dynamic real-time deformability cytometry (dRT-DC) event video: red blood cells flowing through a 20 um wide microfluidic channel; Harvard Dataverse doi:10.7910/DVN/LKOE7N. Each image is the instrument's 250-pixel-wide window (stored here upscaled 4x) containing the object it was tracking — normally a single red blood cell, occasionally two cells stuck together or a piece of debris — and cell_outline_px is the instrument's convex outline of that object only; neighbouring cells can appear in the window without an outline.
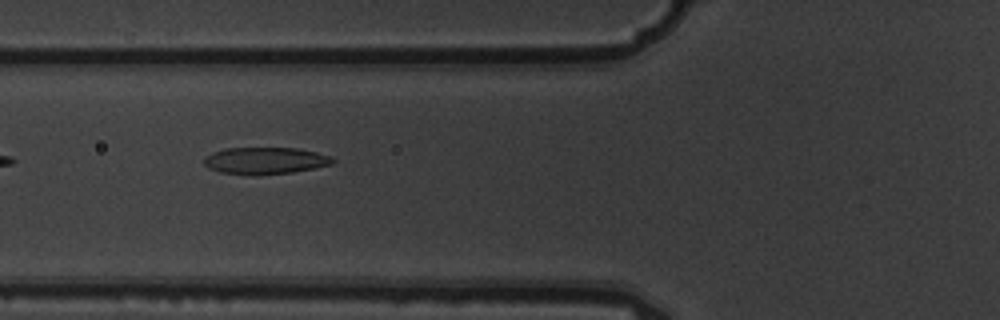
{"species": "common noctule bat (a hibernating species)", "species_latin": "Nyctalus noctula", "temperature_condition": "warm", "stored_images_in_passage": 11, "camera_frame_rate_fps": 3000, "um_per_image_px": 0.085, "animal": {"sex": "male", "body_mass_g": 19.5, "forearm_length_mm": 54.6}, "frame": {"image": 1, "passage_image": 7, "time_ms": 2.0, "image_size_px": [1000, 320], "cell_outline_px": [[336, 160], [332, 164], [316, 168], [292, 172], [260, 176], [252, 176], [220, 172], [208, 168], [204, 164], [204, 160], [212, 152], [224, 148], [300, 148], [332, 156]], "centroid_in_image_um": [22.57, 13.67], "position_along_channel_um": 103.2, "area_um2": 20.52}}
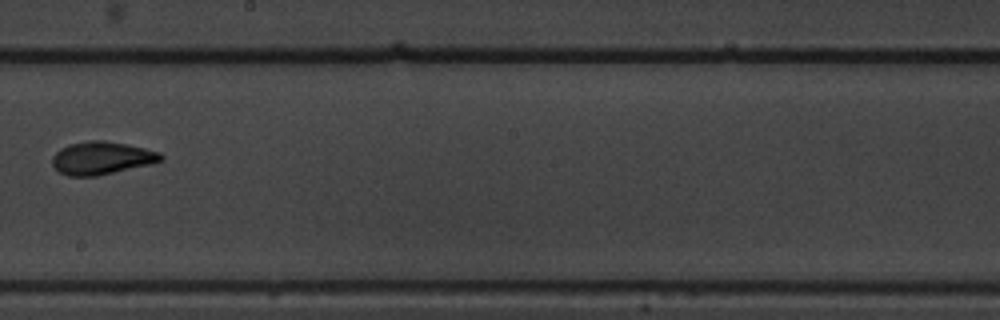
{"frame": {"image": 2, "passage_image": 10, "time_ms": 3.0, "image_size_px": [1000, 320], "cell_outline_px": [[164, 160], [152, 164], [96, 176], [68, 176], [60, 172], [52, 164], [52, 156], [60, 148], [68, 144], [92, 140], [104, 140], [144, 148], [160, 152], [164, 156]], "centroid_in_image_um": [8.65, 13.43], "position_along_channel_um": 239.5, "area_um2": 20.81}}
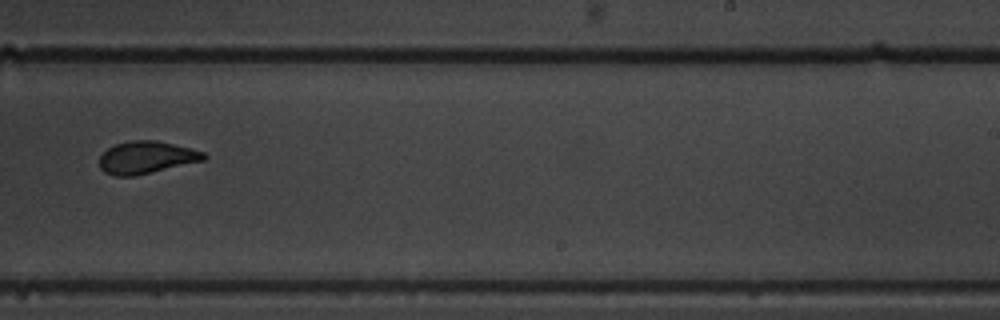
{"frame": {"image": 3, "passage_image": 11, "time_ms": 3.333, "image_size_px": [1000, 320], "cell_outline_px": [[208, 156], [204, 160], [136, 176], [112, 176], [104, 172], [100, 168], [100, 156], [108, 148], [116, 144], [132, 140], [156, 140], [192, 148], [204, 152]], "centroid_in_image_um": [12.45, 13.39], "position_along_channel_um": 276.6, "area_um2": 19.77}}